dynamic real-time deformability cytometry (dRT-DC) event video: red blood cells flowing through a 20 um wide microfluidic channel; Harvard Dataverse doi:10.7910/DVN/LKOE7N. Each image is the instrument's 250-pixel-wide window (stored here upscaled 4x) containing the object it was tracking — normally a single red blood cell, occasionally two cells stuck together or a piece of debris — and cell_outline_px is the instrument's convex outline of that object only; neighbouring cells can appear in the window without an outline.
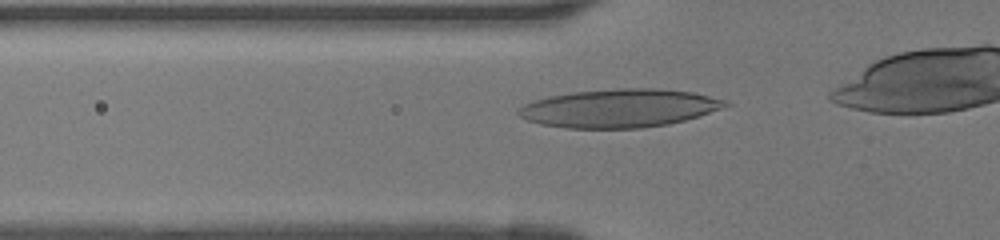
{"species": "human", "species_latin": "Homo sapiens", "temperature_condition": "room temperature", "stored_images_in_passage": 24, "camera_frame_rate_fps": 3000, "um_per_image_px": 0.085, "donor": {"sex": "female"}, "frame": {"image": 1, "passage_image": 2, "time_ms": 0.333, "image_size_px": [1000, 240], "cell_outline_px": [[732, 104], [684, 120], [668, 124], [640, 128], [564, 128], [540, 124], [528, 120], [520, 116], [516, 112], [524, 104], [548, 96], [572, 92], [620, 88], [652, 88], [692, 92], [724, 100]], "centroid_in_image_um": [52.59, 9.2], "position_along_channel_um": 73.2, "area_um2": 45.72}}
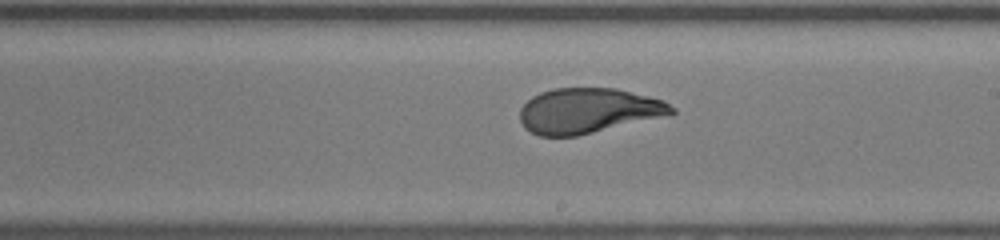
{"frame": {"image": 2, "passage_image": 13, "time_ms": 4.0, "image_size_px": [1000, 240], "cell_outline_px": [[676, 112], [668, 116], [576, 136], [540, 136], [524, 128], [520, 120], [520, 108], [532, 96], [540, 92], [552, 88], [616, 88], [664, 100], [676, 108]], "centroid_in_image_um": [50.02, 9.41], "position_along_channel_um": 239.0, "area_um2": 40.17}}
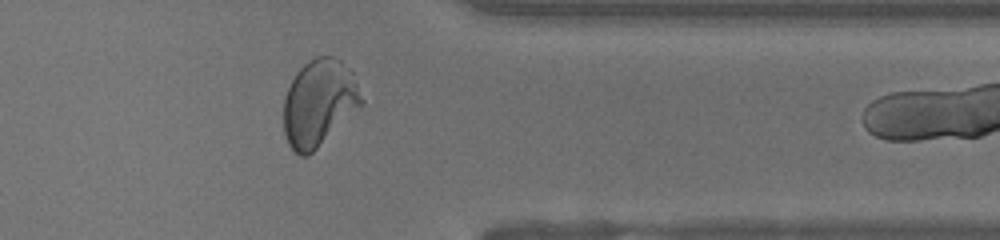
{"frame": {"image": 3, "passage_image": 23, "time_ms": 7.333, "image_size_px": [1000, 240], "cell_outline_px": [[364, 104], [308, 156], [300, 156], [288, 144], [284, 132], [284, 96], [296, 72], [304, 64], [316, 56], [332, 56], [340, 60], [352, 72], [364, 100]], "centroid_in_image_um": [27.12, 8.74], "position_along_channel_um": 384.3, "area_um2": 39.19}}